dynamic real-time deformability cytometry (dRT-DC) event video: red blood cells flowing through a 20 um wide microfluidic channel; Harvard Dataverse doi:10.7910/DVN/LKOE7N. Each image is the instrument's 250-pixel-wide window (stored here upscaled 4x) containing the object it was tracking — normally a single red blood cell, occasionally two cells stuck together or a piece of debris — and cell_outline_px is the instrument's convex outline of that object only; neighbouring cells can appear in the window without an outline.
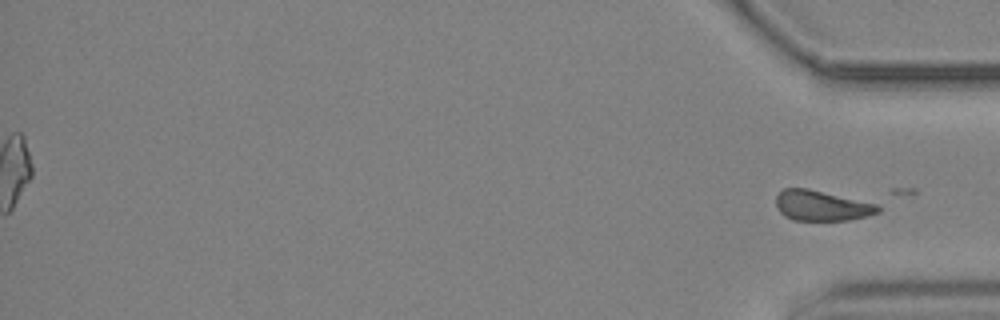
{"species": "common noctule bat (a hibernating species)", "species_latin": "Nyctalus noctula", "temperature_condition": "cold", "stored_images_in_passage": 57, "segment_of_instrument_passage": [2, 2], "camera_frame_rate_fps": 3000, "um_per_image_px": 0.085, "animal": {"sex": "male", "body_mass_g": 19.2, "forearm_length_mm": 51.8}, "frame": {"image": 1, "passage_image": 57, "time_ms": 18.667, "image_size_px": [1000, 320], "cell_outline_px": [[880, 212], [848, 220], [792, 220], [784, 216], [776, 208], [776, 196], [784, 188], [808, 188], [876, 204], [880, 208]], "centroid_in_image_um": [69.78, 17.48], "position_along_channel_um": 365.4, "area_um2": 17.86}}